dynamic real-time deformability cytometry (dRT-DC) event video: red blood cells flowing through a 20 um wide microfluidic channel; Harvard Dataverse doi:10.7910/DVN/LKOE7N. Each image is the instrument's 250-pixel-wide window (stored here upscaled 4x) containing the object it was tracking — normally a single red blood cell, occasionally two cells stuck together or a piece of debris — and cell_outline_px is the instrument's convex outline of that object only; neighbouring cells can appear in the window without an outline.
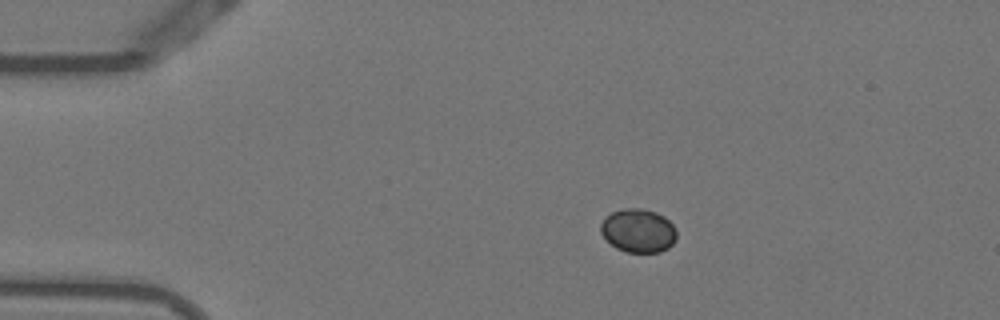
{"species": "Egyptian fruit bat (a non-hibernating species)", "species_latin": "Rousettus aegyptiacus", "temperature_condition": "warm", "stored_images_in_passage": 44, "camera_frame_rate_fps": 3000, "um_per_image_px": 0.085, "animal": {"sex": "female"}, "frame": {"image": 1, "passage_image": 1, "time_ms": 0.0, "image_size_px": [1000, 320], "cell_outline_px": [[676, 240], [668, 248], [660, 252], [624, 252], [616, 248], [600, 232], [600, 224], [604, 216], [612, 212], [624, 208], [640, 208], [656, 212], [664, 216], [676, 228]], "centroid_in_image_um": [54.25, 19.6], "position_along_channel_um": 30.8, "area_um2": 19.42}}
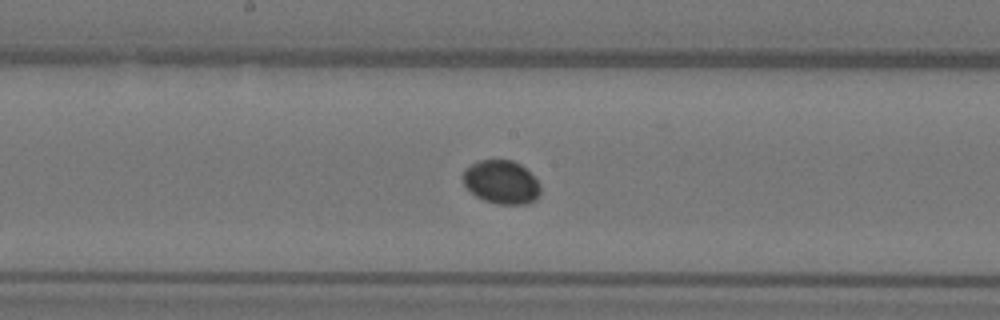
{"frame": {"image": 2, "passage_image": 19, "time_ms": 6.0, "image_size_px": [1000, 320], "cell_outline_px": [[540, 192], [536, 200], [528, 204], [500, 204], [484, 200], [476, 196], [464, 184], [464, 168], [480, 160], [512, 160], [520, 164], [540, 184]], "centroid_in_image_um": [42.63, 15.49], "position_along_channel_um": 205.6, "area_um2": 19.42}}
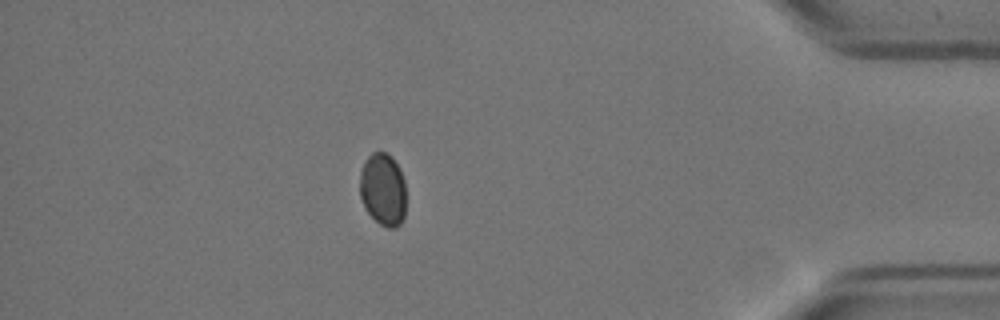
{"frame": {"image": 3, "passage_image": 38, "time_ms": 12.333, "image_size_px": [1000, 320], "cell_outline_px": [[404, 216], [400, 224], [396, 228], [388, 228], [380, 224], [364, 208], [360, 196], [360, 172], [364, 160], [372, 152], [384, 152], [392, 156], [400, 168], [404, 180]], "centroid_in_image_um": [32.54, 16.08], "position_along_channel_um": 402.7, "area_um2": 19.65}}